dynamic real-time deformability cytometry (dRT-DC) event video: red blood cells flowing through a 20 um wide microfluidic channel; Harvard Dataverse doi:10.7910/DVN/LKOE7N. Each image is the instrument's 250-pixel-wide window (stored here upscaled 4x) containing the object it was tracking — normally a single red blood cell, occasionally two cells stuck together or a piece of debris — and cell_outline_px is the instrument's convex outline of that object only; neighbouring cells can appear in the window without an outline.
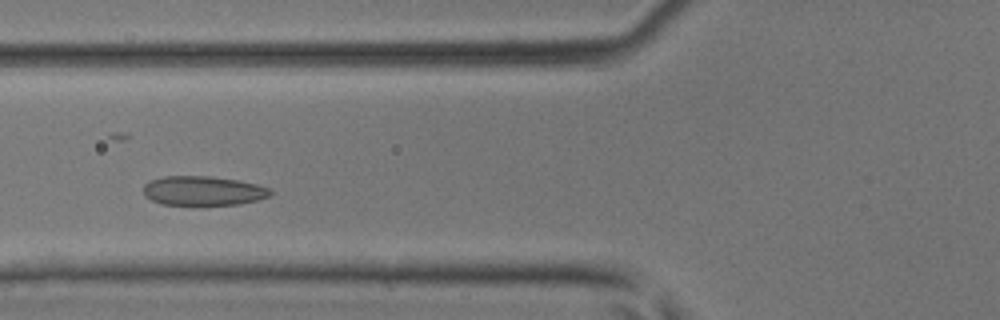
{"species": "common noctule bat (a hibernating species)", "species_latin": "Nyctalus noctula", "temperature_condition": "room temperature", "stored_images_in_passage": 40, "camera_frame_rate_fps": 3000, "um_per_image_px": 0.085, "animal": {"sex": "male", "body_mass_g": 17.9, "forearm_length_mm": 54.2}, "frame": {"image": 1, "passage_image": 11, "time_ms": 3.333, "image_size_px": [1000, 320], "cell_outline_px": [[272, 196], [240, 204], [192, 208], [160, 204], [144, 196], [144, 184], [148, 180], [164, 176], [212, 176], [236, 180], [256, 184], [272, 188]], "centroid_in_image_um": [17.24, 16.27], "position_along_channel_um": 108.6, "area_um2": 22.89}}
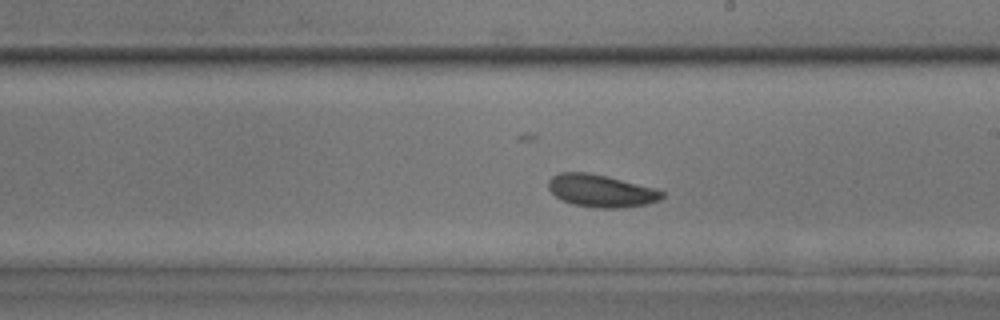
{"frame": {"image": 2, "passage_image": 20, "time_ms": 6.333, "image_size_px": [1000, 320], "cell_outline_px": [[664, 196], [660, 200], [648, 204], [620, 208], [596, 208], [572, 204], [556, 196], [548, 188], [548, 180], [552, 176], [560, 172], [588, 172], [652, 188], [664, 192]], "centroid_in_image_um": [51.06, 16.23], "position_along_channel_um": 237.9, "area_um2": 21.21}}
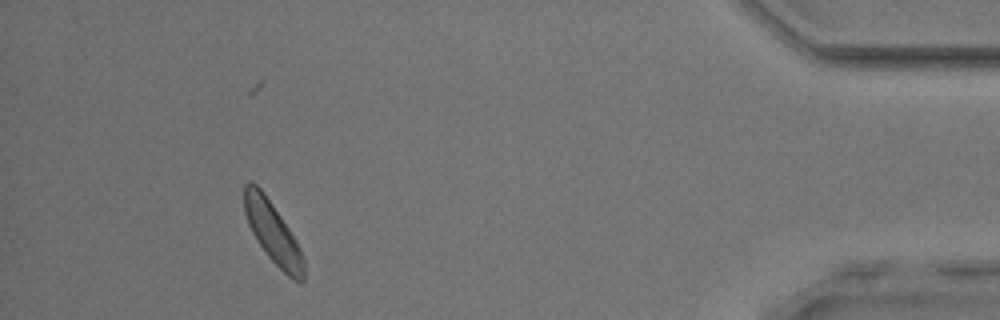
{"frame": {"image": 3, "passage_image": 36, "time_ms": 11.667, "image_size_px": [1000, 320], "cell_outline_px": [[304, 280], [292, 280], [268, 256], [256, 240], [248, 224], [244, 212], [244, 184], [248, 180], [252, 180], [264, 192], [288, 228], [300, 248], [304, 260]], "centroid_in_image_um": [23.15, 19.73], "position_along_channel_um": 412.0, "area_um2": 20.98}}